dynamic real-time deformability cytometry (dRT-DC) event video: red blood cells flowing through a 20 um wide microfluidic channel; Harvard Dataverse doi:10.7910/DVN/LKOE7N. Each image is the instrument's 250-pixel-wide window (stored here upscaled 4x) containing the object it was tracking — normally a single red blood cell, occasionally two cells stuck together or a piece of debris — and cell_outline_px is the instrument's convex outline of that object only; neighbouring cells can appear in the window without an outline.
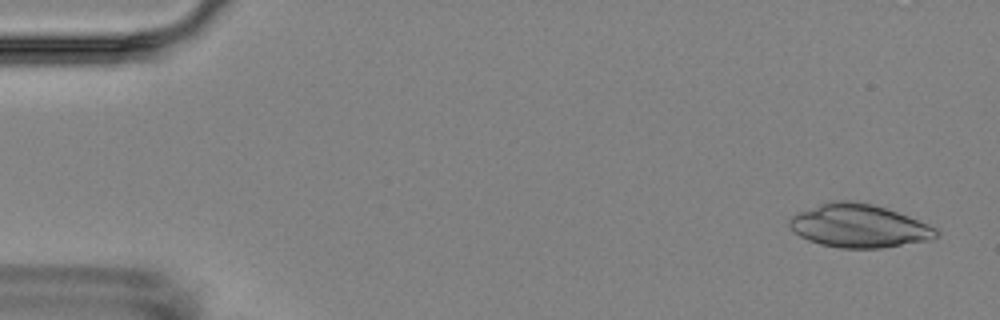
{"species": "Egyptian fruit bat (a non-hibernating species)", "species_latin": "Rousettus aegyptiacus", "temperature_condition": "room temperature", "stored_images_in_passage": 5, "camera_frame_rate_fps": 3000, "um_per_image_px": 0.085, "animal": {"sex": "female"}, "frame": {"image": 1, "passage_image": 1, "time_ms": 0.0, "image_size_px": [1000, 320], "cell_outline_px": [[940, 232], [932, 240], [880, 248], [840, 248], [820, 244], [808, 240], [800, 236], [788, 224], [788, 220], [792, 216], [800, 212], [820, 204], [832, 200], [852, 200], [872, 204], [908, 216], [928, 224], [936, 228]], "centroid_in_image_um": [73.02, 19.2], "position_along_channel_um": 12.0, "area_um2": 36.76}}